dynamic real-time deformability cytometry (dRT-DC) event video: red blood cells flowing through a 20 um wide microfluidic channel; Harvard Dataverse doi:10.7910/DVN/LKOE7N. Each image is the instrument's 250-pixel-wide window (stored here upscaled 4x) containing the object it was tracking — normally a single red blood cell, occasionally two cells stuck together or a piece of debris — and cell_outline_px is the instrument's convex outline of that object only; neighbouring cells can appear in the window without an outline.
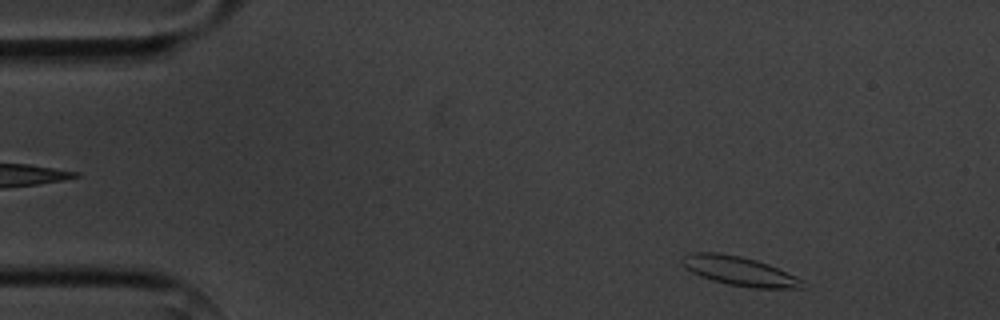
{"species": "common noctule bat (a hibernating species)", "species_latin": "Nyctalus noctula", "temperature_condition": "cold", "stored_images_in_passage": 7, "camera_frame_rate_fps": 3000, "um_per_image_px": 0.085, "animal": {"sex": "male", "body_mass_g": 20.1, "forearm_length_mm": 53.5}, "frame": {"image": 1, "passage_image": 1, "time_ms": 0.0, "image_size_px": [1000, 320], "cell_outline_px": [[808, 288], [752, 288], [728, 284], [712, 280], [700, 276], [692, 272], [680, 260], [684, 256], [692, 252], [720, 252], [740, 256], [756, 260], [768, 264], [804, 280]], "centroid_in_image_um": [62.89, 23.04], "position_along_channel_um": 22.1, "area_um2": 20.4}}
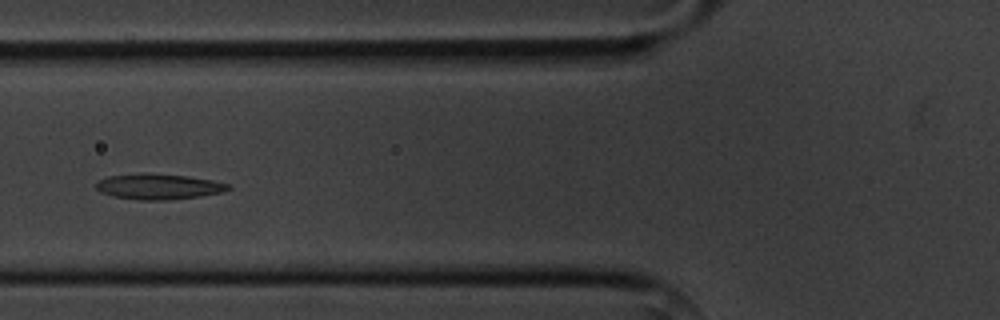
{"frame": {"image": 2, "passage_image": 5, "time_ms": 4.667, "image_size_px": [1000, 320], "cell_outline_px": [[232, 188], [224, 192], [200, 196], [168, 200], [140, 200], [112, 196], [100, 192], [96, 188], [96, 180], [108, 176], [144, 172], [148, 172], [188, 176], [212, 180], [228, 184]], "centroid_in_image_um": [13.45, 15.85], "position_along_channel_um": 112.3, "area_um2": 20.0}}
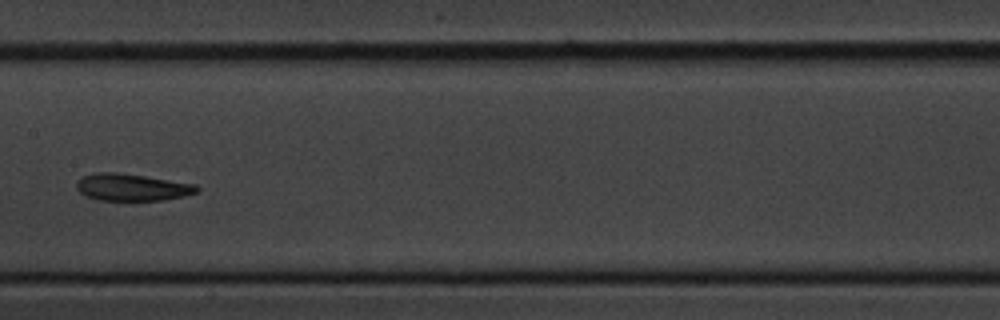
{"frame": {"image": 3, "passage_image": 7, "time_ms": 7.0, "image_size_px": [1000, 320], "cell_outline_px": [[200, 188], [196, 192], [184, 196], [164, 200], [100, 200], [84, 196], [76, 188], [76, 184], [84, 176], [96, 172], [116, 172], [144, 176], [196, 184]], "centroid_in_image_um": [11.22, 15.92], "position_along_channel_um": 196.2, "area_um2": 18.84}}